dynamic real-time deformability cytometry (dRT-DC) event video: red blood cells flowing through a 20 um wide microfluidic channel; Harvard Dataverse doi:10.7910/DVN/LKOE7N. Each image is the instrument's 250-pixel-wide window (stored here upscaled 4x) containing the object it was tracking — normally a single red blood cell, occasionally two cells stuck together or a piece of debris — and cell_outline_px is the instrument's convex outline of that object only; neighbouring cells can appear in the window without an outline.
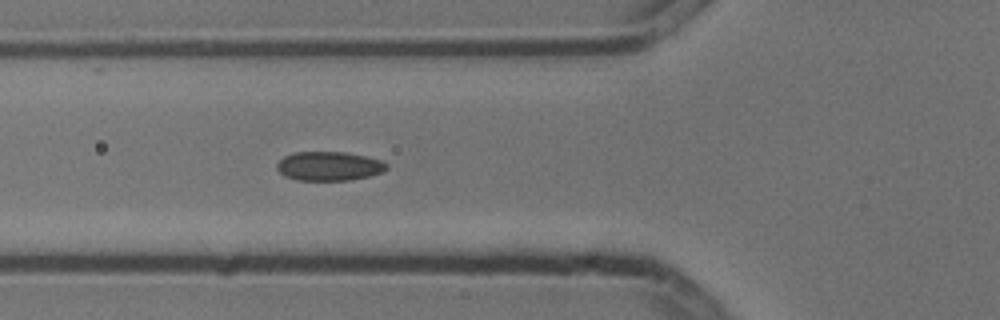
{"species": "common noctule bat (a hibernating species)", "species_latin": "Nyctalus noctula", "temperature_condition": "cold", "stored_images_in_passage": 5, "camera_frame_rate_fps": 3000, "um_per_image_px": 0.085, "animal": {"sex": "male", "body_mass_g": 13.3}, "frame": {"image": 1, "passage_image": 5, "time_ms": 1.333, "image_size_px": [1000, 320], "cell_outline_px": [[388, 168], [384, 172], [368, 176], [348, 180], [296, 180], [284, 176], [276, 168], [276, 164], [284, 156], [292, 152], [344, 152], [364, 156], [380, 160], [388, 164]], "centroid_in_image_um": [27.95, 14.12], "position_along_channel_um": 97.9, "area_um2": 18.61}}